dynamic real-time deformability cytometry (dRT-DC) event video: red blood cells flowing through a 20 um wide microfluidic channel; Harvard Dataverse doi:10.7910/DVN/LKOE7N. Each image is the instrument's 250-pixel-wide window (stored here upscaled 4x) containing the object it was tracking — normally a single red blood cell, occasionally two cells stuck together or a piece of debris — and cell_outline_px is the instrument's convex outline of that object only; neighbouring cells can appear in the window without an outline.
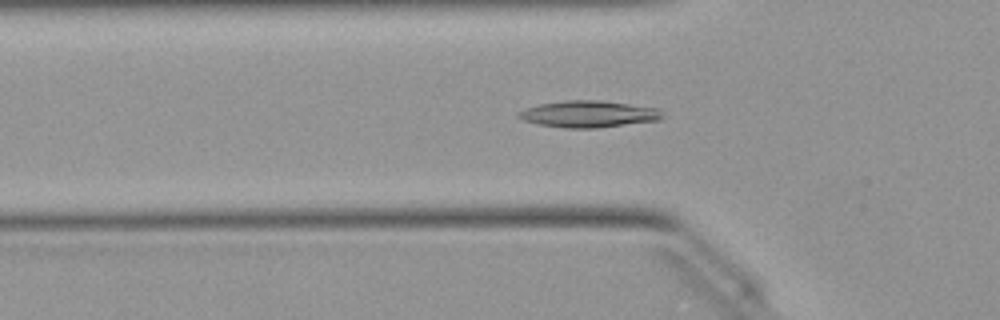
{"species": "Egyptian fruit bat (a non-hibernating species)", "species_latin": "Rousettus aegyptiacus", "temperature_condition": "warm", "stored_images_in_passage": 50, "camera_frame_rate_fps": 3000, "um_per_image_px": 0.085, "animal": {"sex": "female"}, "frame": {"image": 1, "passage_image": 15, "time_ms": 4.667, "image_size_px": [1000, 320], "cell_outline_px": [[664, 116], [660, 120], [596, 128], [564, 128], [536, 124], [524, 120], [516, 116], [524, 108], [540, 104], [564, 100], [596, 100], [660, 108]], "centroid_in_image_um": [50.03, 9.7], "position_along_channel_um": 75.8, "area_um2": 22.37}}
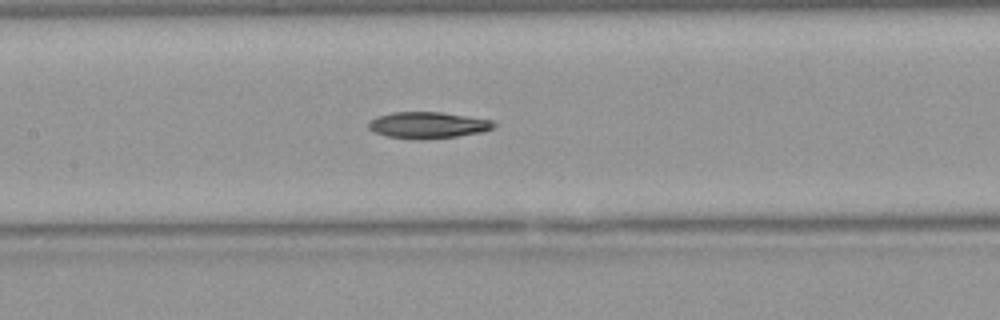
{"frame": {"image": 2, "passage_image": 22, "time_ms": 7.0, "image_size_px": [1000, 320], "cell_outline_px": [[496, 128], [484, 132], [456, 136], [420, 140], [388, 136], [372, 132], [368, 128], [368, 120], [376, 116], [392, 112], [440, 112], [492, 120], [496, 124]], "centroid_in_image_um": [36.35, 10.63], "position_along_channel_um": 171.0, "area_um2": 19.48}}
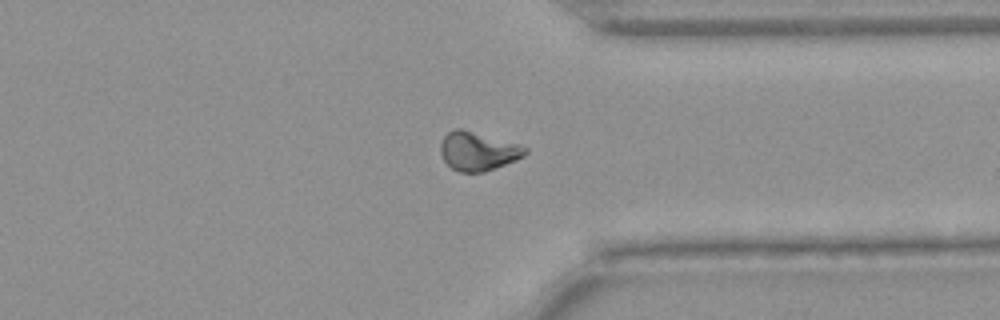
{"frame": {"image": 3, "passage_image": 37, "time_ms": 12.0, "image_size_px": [1000, 320], "cell_outline_px": [[528, 152], [524, 156], [516, 160], [484, 172], [460, 172], [452, 168], [444, 160], [440, 152], [440, 144], [444, 136], [448, 132], [456, 128], [460, 128], [516, 144], [528, 148]], "centroid_in_image_um": [40.6, 12.86], "position_along_channel_um": 370.8, "area_um2": 18.79}, "authors_computed_cell_mechanics": {"area_um2": 19.4497, "velocity_mm_per_s": 4.053, "shape_relaxation_time_tau1_ms": 10.077, "shape_relaxation_time_tau2_ms": null, "deformation_change_tau1": 0.1982, "deformation_change_tau2": null}}